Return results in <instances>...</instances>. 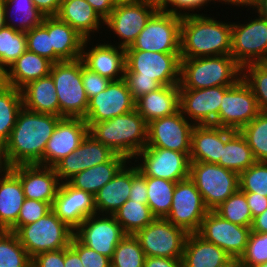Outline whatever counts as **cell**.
Returning <instances> with one entry per match:
<instances>
[{
	"mask_svg": "<svg viewBox=\"0 0 267 267\" xmlns=\"http://www.w3.org/2000/svg\"><path fill=\"white\" fill-rule=\"evenodd\" d=\"M147 0H113L114 6H121V5H135Z\"/></svg>",
	"mask_w": 267,
	"mask_h": 267,
	"instance_id": "a7ac6f4b",
	"label": "cell"
},
{
	"mask_svg": "<svg viewBox=\"0 0 267 267\" xmlns=\"http://www.w3.org/2000/svg\"><path fill=\"white\" fill-rule=\"evenodd\" d=\"M217 267H241L240 261L237 258L230 257L225 263L217 266Z\"/></svg>",
	"mask_w": 267,
	"mask_h": 267,
	"instance_id": "89a4df30",
	"label": "cell"
},
{
	"mask_svg": "<svg viewBox=\"0 0 267 267\" xmlns=\"http://www.w3.org/2000/svg\"><path fill=\"white\" fill-rule=\"evenodd\" d=\"M51 209L74 231L86 218L97 214L94 195L67 182L60 184Z\"/></svg>",
	"mask_w": 267,
	"mask_h": 267,
	"instance_id": "603a6c76",
	"label": "cell"
},
{
	"mask_svg": "<svg viewBox=\"0 0 267 267\" xmlns=\"http://www.w3.org/2000/svg\"><path fill=\"white\" fill-rule=\"evenodd\" d=\"M127 87L136 101L141 96L157 90L161 85L153 78H123Z\"/></svg>",
	"mask_w": 267,
	"mask_h": 267,
	"instance_id": "9f6ffc18",
	"label": "cell"
},
{
	"mask_svg": "<svg viewBox=\"0 0 267 267\" xmlns=\"http://www.w3.org/2000/svg\"><path fill=\"white\" fill-rule=\"evenodd\" d=\"M241 267H256L267 262V233L251 231L246 250L239 258Z\"/></svg>",
	"mask_w": 267,
	"mask_h": 267,
	"instance_id": "c3c4849f",
	"label": "cell"
},
{
	"mask_svg": "<svg viewBox=\"0 0 267 267\" xmlns=\"http://www.w3.org/2000/svg\"><path fill=\"white\" fill-rule=\"evenodd\" d=\"M250 232L251 227L234 224L215 211H208L197 234L222 248L230 257L239 259L246 250Z\"/></svg>",
	"mask_w": 267,
	"mask_h": 267,
	"instance_id": "e0dca14e",
	"label": "cell"
},
{
	"mask_svg": "<svg viewBox=\"0 0 267 267\" xmlns=\"http://www.w3.org/2000/svg\"><path fill=\"white\" fill-rule=\"evenodd\" d=\"M180 59L179 89L232 86L242 78V67L231 55Z\"/></svg>",
	"mask_w": 267,
	"mask_h": 267,
	"instance_id": "277c9868",
	"label": "cell"
},
{
	"mask_svg": "<svg viewBox=\"0 0 267 267\" xmlns=\"http://www.w3.org/2000/svg\"><path fill=\"white\" fill-rule=\"evenodd\" d=\"M229 258L222 248L206 241L197 233H190L181 260L182 267H217Z\"/></svg>",
	"mask_w": 267,
	"mask_h": 267,
	"instance_id": "d6a6232c",
	"label": "cell"
},
{
	"mask_svg": "<svg viewBox=\"0 0 267 267\" xmlns=\"http://www.w3.org/2000/svg\"><path fill=\"white\" fill-rule=\"evenodd\" d=\"M115 155L116 153L110 147L97 141L88 133L79 147L73 153L61 159L54 168L61 183L67 182L79 172L107 162Z\"/></svg>",
	"mask_w": 267,
	"mask_h": 267,
	"instance_id": "7402d4cb",
	"label": "cell"
},
{
	"mask_svg": "<svg viewBox=\"0 0 267 267\" xmlns=\"http://www.w3.org/2000/svg\"><path fill=\"white\" fill-rule=\"evenodd\" d=\"M125 235L113 215H91L74 231V236L82 244L110 259Z\"/></svg>",
	"mask_w": 267,
	"mask_h": 267,
	"instance_id": "ac0fdd59",
	"label": "cell"
},
{
	"mask_svg": "<svg viewBox=\"0 0 267 267\" xmlns=\"http://www.w3.org/2000/svg\"><path fill=\"white\" fill-rule=\"evenodd\" d=\"M110 82V79L91 71L82 62V83L88 99L105 90Z\"/></svg>",
	"mask_w": 267,
	"mask_h": 267,
	"instance_id": "db71d44e",
	"label": "cell"
},
{
	"mask_svg": "<svg viewBox=\"0 0 267 267\" xmlns=\"http://www.w3.org/2000/svg\"><path fill=\"white\" fill-rule=\"evenodd\" d=\"M189 178L209 211H214L239 189V174L218 164L190 162Z\"/></svg>",
	"mask_w": 267,
	"mask_h": 267,
	"instance_id": "ba28073f",
	"label": "cell"
},
{
	"mask_svg": "<svg viewBox=\"0 0 267 267\" xmlns=\"http://www.w3.org/2000/svg\"><path fill=\"white\" fill-rule=\"evenodd\" d=\"M70 247L79 255L84 267H111V259L82 244L73 236Z\"/></svg>",
	"mask_w": 267,
	"mask_h": 267,
	"instance_id": "f5cc1de1",
	"label": "cell"
},
{
	"mask_svg": "<svg viewBox=\"0 0 267 267\" xmlns=\"http://www.w3.org/2000/svg\"><path fill=\"white\" fill-rule=\"evenodd\" d=\"M189 155L164 148H144L132 161L144 176L178 182L189 178Z\"/></svg>",
	"mask_w": 267,
	"mask_h": 267,
	"instance_id": "4fadbf2b",
	"label": "cell"
},
{
	"mask_svg": "<svg viewBox=\"0 0 267 267\" xmlns=\"http://www.w3.org/2000/svg\"><path fill=\"white\" fill-rule=\"evenodd\" d=\"M256 162L252 149L240 131H235L222 147L218 165L240 174Z\"/></svg>",
	"mask_w": 267,
	"mask_h": 267,
	"instance_id": "8d00e7d4",
	"label": "cell"
},
{
	"mask_svg": "<svg viewBox=\"0 0 267 267\" xmlns=\"http://www.w3.org/2000/svg\"><path fill=\"white\" fill-rule=\"evenodd\" d=\"M25 34L27 38V50L45 57L54 63V49L51 47L48 31L40 25L25 32Z\"/></svg>",
	"mask_w": 267,
	"mask_h": 267,
	"instance_id": "f907efd6",
	"label": "cell"
},
{
	"mask_svg": "<svg viewBox=\"0 0 267 267\" xmlns=\"http://www.w3.org/2000/svg\"><path fill=\"white\" fill-rule=\"evenodd\" d=\"M216 2L220 3V0H159V8L161 11L167 13L179 16H187L197 14L194 11H201L202 8L208 6V3L215 4ZM190 11L192 13H190Z\"/></svg>",
	"mask_w": 267,
	"mask_h": 267,
	"instance_id": "816d5d0a",
	"label": "cell"
},
{
	"mask_svg": "<svg viewBox=\"0 0 267 267\" xmlns=\"http://www.w3.org/2000/svg\"><path fill=\"white\" fill-rule=\"evenodd\" d=\"M52 64L47 58L26 50L6 69V84L21 90L29 82L48 76Z\"/></svg>",
	"mask_w": 267,
	"mask_h": 267,
	"instance_id": "1f68e13d",
	"label": "cell"
},
{
	"mask_svg": "<svg viewBox=\"0 0 267 267\" xmlns=\"http://www.w3.org/2000/svg\"><path fill=\"white\" fill-rule=\"evenodd\" d=\"M128 159L116 154L111 160L90 167L70 178L67 183L77 189L95 195L104 185L110 182L117 172L128 163Z\"/></svg>",
	"mask_w": 267,
	"mask_h": 267,
	"instance_id": "e575fe53",
	"label": "cell"
},
{
	"mask_svg": "<svg viewBox=\"0 0 267 267\" xmlns=\"http://www.w3.org/2000/svg\"><path fill=\"white\" fill-rule=\"evenodd\" d=\"M255 15L243 24L232 22L230 55L241 67L267 62V19Z\"/></svg>",
	"mask_w": 267,
	"mask_h": 267,
	"instance_id": "30bf717a",
	"label": "cell"
},
{
	"mask_svg": "<svg viewBox=\"0 0 267 267\" xmlns=\"http://www.w3.org/2000/svg\"><path fill=\"white\" fill-rule=\"evenodd\" d=\"M229 86L204 89H179L181 113L194 125H215L222 97Z\"/></svg>",
	"mask_w": 267,
	"mask_h": 267,
	"instance_id": "d6986e66",
	"label": "cell"
},
{
	"mask_svg": "<svg viewBox=\"0 0 267 267\" xmlns=\"http://www.w3.org/2000/svg\"><path fill=\"white\" fill-rule=\"evenodd\" d=\"M135 109V100L124 79L111 81L108 87L88 100L86 122H100Z\"/></svg>",
	"mask_w": 267,
	"mask_h": 267,
	"instance_id": "ffe728a7",
	"label": "cell"
},
{
	"mask_svg": "<svg viewBox=\"0 0 267 267\" xmlns=\"http://www.w3.org/2000/svg\"><path fill=\"white\" fill-rule=\"evenodd\" d=\"M56 16L85 39H91L104 25V20L86 0H62Z\"/></svg>",
	"mask_w": 267,
	"mask_h": 267,
	"instance_id": "f546056e",
	"label": "cell"
},
{
	"mask_svg": "<svg viewBox=\"0 0 267 267\" xmlns=\"http://www.w3.org/2000/svg\"><path fill=\"white\" fill-rule=\"evenodd\" d=\"M50 210L51 205L48 202L25 198L24 203L20 209L17 222L8 231L15 233L21 226H25L38 221Z\"/></svg>",
	"mask_w": 267,
	"mask_h": 267,
	"instance_id": "681fc988",
	"label": "cell"
},
{
	"mask_svg": "<svg viewBox=\"0 0 267 267\" xmlns=\"http://www.w3.org/2000/svg\"><path fill=\"white\" fill-rule=\"evenodd\" d=\"M89 133L83 118L62 117L49 138L43 159L38 165L54 167L61 159L73 153Z\"/></svg>",
	"mask_w": 267,
	"mask_h": 267,
	"instance_id": "44dd1931",
	"label": "cell"
},
{
	"mask_svg": "<svg viewBox=\"0 0 267 267\" xmlns=\"http://www.w3.org/2000/svg\"><path fill=\"white\" fill-rule=\"evenodd\" d=\"M180 53L125 49L124 78H153L161 86L179 85Z\"/></svg>",
	"mask_w": 267,
	"mask_h": 267,
	"instance_id": "52a82bcc",
	"label": "cell"
},
{
	"mask_svg": "<svg viewBox=\"0 0 267 267\" xmlns=\"http://www.w3.org/2000/svg\"><path fill=\"white\" fill-rule=\"evenodd\" d=\"M31 267H64V248L35 255Z\"/></svg>",
	"mask_w": 267,
	"mask_h": 267,
	"instance_id": "6f0895ef",
	"label": "cell"
},
{
	"mask_svg": "<svg viewBox=\"0 0 267 267\" xmlns=\"http://www.w3.org/2000/svg\"><path fill=\"white\" fill-rule=\"evenodd\" d=\"M147 204L156 218H165L170 211L176 182L146 176Z\"/></svg>",
	"mask_w": 267,
	"mask_h": 267,
	"instance_id": "ab89813d",
	"label": "cell"
},
{
	"mask_svg": "<svg viewBox=\"0 0 267 267\" xmlns=\"http://www.w3.org/2000/svg\"><path fill=\"white\" fill-rule=\"evenodd\" d=\"M159 9L157 0H147L135 5L116 6L104 21V25L121 40L115 43L116 46L127 48L132 45L149 19Z\"/></svg>",
	"mask_w": 267,
	"mask_h": 267,
	"instance_id": "9a60e30c",
	"label": "cell"
},
{
	"mask_svg": "<svg viewBox=\"0 0 267 267\" xmlns=\"http://www.w3.org/2000/svg\"><path fill=\"white\" fill-rule=\"evenodd\" d=\"M62 117L22 107L8 141L0 149V166L39 164L47 142Z\"/></svg>",
	"mask_w": 267,
	"mask_h": 267,
	"instance_id": "6da1fadb",
	"label": "cell"
},
{
	"mask_svg": "<svg viewBox=\"0 0 267 267\" xmlns=\"http://www.w3.org/2000/svg\"><path fill=\"white\" fill-rule=\"evenodd\" d=\"M182 16L160 9L149 19L131 46L135 49L159 53H180Z\"/></svg>",
	"mask_w": 267,
	"mask_h": 267,
	"instance_id": "9c48e42d",
	"label": "cell"
},
{
	"mask_svg": "<svg viewBox=\"0 0 267 267\" xmlns=\"http://www.w3.org/2000/svg\"><path fill=\"white\" fill-rule=\"evenodd\" d=\"M131 165V189L129 199L147 204V186L146 176H144L137 168L135 163L130 161Z\"/></svg>",
	"mask_w": 267,
	"mask_h": 267,
	"instance_id": "11a10c76",
	"label": "cell"
},
{
	"mask_svg": "<svg viewBox=\"0 0 267 267\" xmlns=\"http://www.w3.org/2000/svg\"><path fill=\"white\" fill-rule=\"evenodd\" d=\"M129 163L130 161L94 195L97 214L113 215L129 199L131 189Z\"/></svg>",
	"mask_w": 267,
	"mask_h": 267,
	"instance_id": "4dcf8cb0",
	"label": "cell"
},
{
	"mask_svg": "<svg viewBox=\"0 0 267 267\" xmlns=\"http://www.w3.org/2000/svg\"><path fill=\"white\" fill-rule=\"evenodd\" d=\"M145 257L138 238L126 234L114 250L111 267H144Z\"/></svg>",
	"mask_w": 267,
	"mask_h": 267,
	"instance_id": "f6af8a7d",
	"label": "cell"
},
{
	"mask_svg": "<svg viewBox=\"0 0 267 267\" xmlns=\"http://www.w3.org/2000/svg\"><path fill=\"white\" fill-rule=\"evenodd\" d=\"M231 39L232 22L203 13L182 16L180 58L230 55Z\"/></svg>",
	"mask_w": 267,
	"mask_h": 267,
	"instance_id": "7a4b0ae2",
	"label": "cell"
},
{
	"mask_svg": "<svg viewBox=\"0 0 267 267\" xmlns=\"http://www.w3.org/2000/svg\"><path fill=\"white\" fill-rule=\"evenodd\" d=\"M135 109L147 124L180 110L179 85L161 86L135 101Z\"/></svg>",
	"mask_w": 267,
	"mask_h": 267,
	"instance_id": "f1b7e54d",
	"label": "cell"
},
{
	"mask_svg": "<svg viewBox=\"0 0 267 267\" xmlns=\"http://www.w3.org/2000/svg\"><path fill=\"white\" fill-rule=\"evenodd\" d=\"M6 85V70L0 65V88Z\"/></svg>",
	"mask_w": 267,
	"mask_h": 267,
	"instance_id": "8c879c8a",
	"label": "cell"
},
{
	"mask_svg": "<svg viewBox=\"0 0 267 267\" xmlns=\"http://www.w3.org/2000/svg\"><path fill=\"white\" fill-rule=\"evenodd\" d=\"M9 169L20 179L25 198L48 202L52 206L61 184L54 167L33 164Z\"/></svg>",
	"mask_w": 267,
	"mask_h": 267,
	"instance_id": "d4e9b609",
	"label": "cell"
},
{
	"mask_svg": "<svg viewBox=\"0 0 267 267\" xmlns=\"http://www.w3.org/2000/svg\"><path fill=\"white\" fill-rule=\"evenodd\" d=\"M194 126L180 110L173 115L153 120L148 123L145 148H164L190 153Z\"/></svg>",
	"mask_w": 267,
	"mask_h": 267,
	"instance_id": "2e32d148",
	"label": "cell"
},
{
	"mask_svg": "<svg viewBox=\"0 0 267 267\" xmlns=\"http://www.w3.org/2000/svg\"><path fill=\"white\" fill-rule=\"evenodd\" d=\"M240 133L252 149L256 161L267 162V113L259 112L240 130Z\"/></svg>",
	"mask_w": 267,
	"mask_h": 267,
	"instance_id": "b9f144b4",
	"label": "cell"
},
{
	"mask_svg": "<svg viewBox=\"0 0 267 267\" xmlns=\"http://www.w3.org/2000/svg\"><path fill=\"white\" fill-rule=\"evenodd\" d=\"M252 217H256L267 210V197L254 192H244Z\"/></svg>",
	"mask_w": 267,
	"mask_h": 267,
	"instance_id": "680465c9",
	"label": "cell"
},
{
	"mask_svg": "<svg viewBox=\"0 0 267 267\" xmlns=\"http://www.w3.org/2000/svg\"><path fill=\"white\" fill-rule=\"evenodd\" d=\"M24 200L20 179L0 166V230L8 231L17 222Z\"/></svg>",
	"mask_w": 267,
	"mask_h": 267,
	"instance_id": "83f0119b",
	"label": "cell"
},
{
	"mask_svg": "<svg viewBox=\"0 0 267 267\" xmlns=\"http://www.w3.org/2000/svg\"><path fill=\"white\" fill-rule=\"evenodd\" d=\"M251 10L267 19V0H258Z\"/></svg>",
	"mask_w": 267,
	"mask_h": 267,
	"instance_id": "003e7915",
	"label": "cell"
},
{
	"mask_svg": "<svg viewBox=\"0 0 267 267\" xmlns=\"http://www.w3.org/2000/svg\"><path fill=\"white\" fill-rule=\"evenodd\" d=\"M27 50V38L23 31L4 26L0 30V65L6 70Z\"/></svg>",
	"mask_w": 267,
	"mask_h": 267,
	"instance_id": "7bdbcfd3",
	"label": "cell"
},
{
	"mask_svg": "<svg viewBox=\"0 0 267 267\" xmlns=\"http://www.w3.org/2000/svg\"><path fill=\"white\" fill-rule=\"evenodd\" d=\"M125 234L135 235L149 225L156 217L148 204L128 199L114 214Z\"/></svg>",
	"mask_w": 267,
	"mask_h": 267,
	"instance_id": "f35d334b",
	"label": "cell"
},
{
	"mask_svg": "<svg viewBox=\"0 0 267 267\" xmlns=\"http://www.w3.org/2000/svg\"><path fill=\"white\" fill-rule=\"evenodd\" d=\"M4 11H5L4 0H0V30L5 26Z\"/></svg>",
	"mask_w": 267,
	"mask_h": 267,
	"instance_id": "2644e50d",
	"label": "cell"
},
{
	"mask_svg": "<svg viewBox=\"0 0 267 267\" xmlns=\"http://www.w3.org/2000/svg\"><path fill=\"white\" fill-rule=\"evenodd\" d=\"M22 107L23 98L20 89L7 84L0 88V149L8 141Z\"/></svg>",
	"mask_w": 267,
	"mask_h": 267,
	"instance_id": "74e56055",
	"label": "cell"
},
{
	"mask_svg": "<svg viewBox=\"0 0 267 267\" xmlns=\"http://www.w3.org/2000/svg\"><path fill=\"white\" fill-rule=\"evenodd\" d=\"M234 132L213 124L195 125L191 133L190 162L218 164L222 147Z\"/></svg>",
	"mask_w": 267,
	"mask_h": 267,
	"instance_id": "484cf974",
	"label": "cell"
},
{
	"mask_svg": "<svg viewBox=\"0 0 267 267\" xmlns=\"http://www.w3.org/2000/svg\"><path fill=\"white\" fill-rule=\"evenodd\" d=\"M50 75L59 100L60 117L85 119L89 99L82 83V60L53 63Z\"/></svg>",
	"mask_w": 267,
	"mask_h": 267,
	"instance_id": "5b68a950",
	"label": "cell"
},
{
	"mask_svg": "<svg viewBox=\"0 0 267 267\" xmlns=\"http://www.w3.org/2000/svg\"><path fill=\"white\" fill-rule=\"evenodd\" d=\"M214 211L234 224L245 227L252 226V213L247 204L246 195L240 189L222 202Z\"/></svg>",
	"mask_w": 267,
	"mask_h": 267,
	"instance_id": "ee69618b",
	"label": "cell"
},
{
	"mask_svg": "<svg viewBox=\"0 0 267 267\" xmlns=\"http://www.w3.org/2000/svg\"><path fill=\"white\" fill-rule=\"evenodd\" d=\"M135 236L145 256L182 258L188 233L165 218H155Z\"/></svg>",
	"mask_w": 267,
	"mask_h": 267,
	"instance_id": "8fae6325",
	"label": "cell"
},
{
	"mask_svg": "<svg viewBox=\"0 0 267 267\" xmlns=\"http://www.w3.org/2000/svg\"><path fill=\"white\" fill-rule=\"evenodd\" d=\"M251 231L267 233V210L253 218Z\"/></svg>",
	"mask_w": 267,
	"mask_h": 267,
	"instance_id": "e7e4bbea",
	"label": "cell"
},
{
	"mask_svg": "<svg viewBox=\"0 0 267 267\" xmlns=\"http://www.w3.org/2000/svg\"><path fill=\"white\" fill-rule=\"evenodd\" d=\"M4 4L5 26L27 32L42 25L45 15L35 7L33 0H4Z\"/></svg>",
	"mask_w": 267,
	"mask_h": 267,
	"instance_id": "d590c367",
	"label": "cell"
},
{
	"mask_svg": "<svg viewBox=\"0 0 267 267\" xmlns=\"http://www.w3.org/2000/svg\"><path fill=\"white\" fill-rule=\"evenodd\" d=\"M23 107L28 110L60 116L59 100L52 76L29 82L21 89Z\"/></svg>",
	"mask_w": 267,
	"mask_h": 267,
	"instance_id": "836d02e7",
	"label": "cell"
},
{
	"mask_svg": "<svg viewBox=\"0 0 267 267\" xmlns=\"http://www.w3.org/2000/svg\"><path fill=\"white\" fill-rule=\"evenodd\" d=\"M64 267H84L79 255L70 246L64 248Z\"/></svg>",
	"mask_w": 267,
	"mask_h": 267,
	"instance_id": "be15d7a7",
	"label": "cell"
},
{
	"mask_svg": "<svg viewBox=\"0 0 267 267\" xmlns=\"http://www.w3.org/2000/svg\"><path fill=\"white\" fill-rule=\"evenodd\" d=\"M256 267H267V262L266 263H263V264H260V265H258Z\"/></svg>",
	"mask_w": 267,
	"mask_h": 267,
	"instance_id": "753ad0ef",
	"label": "cell"
},
{
	"mask_svg": "<svg viewBox=\"0 0 267 267\" xmlns=\"http://www.w3.org/2000/svg\"><path fill=\"white\" fill-rule=\"evenodd\" d=\"M144 267H182L181 258L149 257L144 260Z\"/></svg>",
	"mask_w": 267,
	"mask_h": 267,
	"instance_id": "91938a15",
	"label": "cell"
},
{
	"mask_svg": "<svg viewBox=\"0 0 267 267\" xmlns=\"http://www.w3.org/2000/svg\"><path fill=\"white\" fill-rule=\"evenodd\" d=\"M15 234L26 252L33 258L42 252L69 247L74 230L51 209L38 221L21 226Z\"/></svg>",
	"mask_w": 267,
	"mask_h": 267,
	"instance_id": "8992f818",
	"label": "cell"
},
{
	"mask_svg": "<svg viewBox=\"0 0 267 267\" xmlns=\"http://www.w3.org/2000/svg\"><path fill=\"white\" fill-rule=\"evenodd\" d=\"M239 189L267 197V162L256 161L239 174Z\"/></svg>",
	"mask_w": 267,
	"mask_h": 267,
	"instance_id": "7dc6e473",
	"label": "cell"
},
{
	"mask_svg": "<svg viewBox=\"0 0 267 267\" xmlns=\"http://www.w3.org/2000/svg\"><path fill=\"white\" fill-rule=\"evenodd\" d=\"M208 211L195 183L187 178L176 182L171 208L165 219L188 234L197 233Z\"/></svg>",
	"mask_w": 267,
	"mask_h": 267,
	"instance_id": "5bb4252c",
	"label": "cell"
},
{
	"mask_svg": "<svg viewBox=\"0 0 267 267\" xmlns=\"http://www.w3.org/2000/svg\"><path fill=\"white\" fill-rule=\"evenodd\" d=\"M91 39H85L82 46L80 59L85 67L99 75L117 81L124 78L125 48L114 43H96L91 45Z\"/></svg>",
	"mask_w": 267,
	"mask_h": 267,
	"instance_id": "cb8c5ba5",
	"label": "cell"
},
{
	"mask_svg": "<svg viewBox=\"0 0 267 267\" xmlns=\"http://www.w3.org/2000/svg\"><path fill=\"white\" fill-rule=\"evenodd\" d=\"M89 133L129 161L146 147L148 124L136 109L100 122H86Z\"/></svg>",
	"mask_w": 267,
	"mask_h": 267,
	"instance_id": "3957f363",
	"label": "cell"
},
{
	"mask_svg": "<svg viewBox=\"0 0 267 267\" xmlns=\"http://www.w3.org/2000/svg\"><path fill=\"white\" fill-rule=\"evenodd\" d=\"M32 258L14 232L0 230V267H31Z\"/></svg>",
	"mask_w": 267,
	"mask_h": 267,
	"instance_id": "60d3db41",
	"label": "cell"
},
{
	"mask_svg": "<svg viewBox=\"0 0 267 267\" xmlns=\"http://www.w3.org/2000/svg\"><path fill=\"white\" fill-rule=\"evenodd\" d=\"M259 112L257 101L251 88L241 78L234 85L226 89V93L222 97L215 125L240 131Z\"/></svg>",
	"mask_w": 267,
	"mask_h": 267,
	"instance_id": "7c38bea8",
	"label": "cell"
},
{
	"mask_svg": "<svg viewBox=\"0 0 267 267\" xmlns=\"http://www.w3.org/2000/svg\"><path fill=\"white\" fill-rule=\"evenodd\" d=\"M62 0H33L35 7L45 16H56Z\"/></svg>",
	"mask_w": 267,
	"mask_h": 267,
	"instance_id": "94428289",
	"label": "cell"
},
{
	"mask_svg": "<svg viewBox=\"0 0 267 267\" xmlns=\"http://www.w3.org/2000/svg\"><path fill=\"white\" fill-rule=\"evenodd\" d=\"M258 0H220L221 4H227V5H233V6H237V7H243L245 6V8L247 7L248 10H250V8H252Z\"/></svg>",
	"mask_w": 267,
	"mask_h": 267,
	"instance_id": "03108f58",
	"label": "cell"
},
{
	"mask_svg": "<svg viewBox=\"0 0 267 267\" xmlns=\"http://www.w3.org/2000/svg\"><path fill=\"white\" fill-rule=\"evenodd\" d=\"M242 79L251 88L259 111L267 113V62L242 67Z\"/></svg>",
	"mask_w": 267,
	"mask_h": 267,
	"instance_id": "bcb514c9",
	"label": "cell"
},
{
	"mask_svg": "<svg viewBox=\"0 0 267 267\" xmlns=\"http://www.w3.org/2000/svg\"><path fill=\"white\" fill-rule=\"evenodd\" d=\"M105 21L115 8L113 0H86Z\"/></svg>",
	"mask_w": 267,
	"mask_h": 267,
	"instance_id": "6125c7cd",
	"label": "cell"
},
{
	"mask_svg": "<svg viewBox=\"0 0 267 267\" xmlns=\"http://www.w3.org/2000/svg\"><path fill=\"white\" fill-rule=\"evenodd\" d=\"M42 26L48 31L54 49V63L80 59L85 38L57 16H45Z\"/></svg>",
	"mask_w": 267,
	"mask_h": 267,
	"instance_id": "4316f807",
	"label": "cell"
}]
</instances>
